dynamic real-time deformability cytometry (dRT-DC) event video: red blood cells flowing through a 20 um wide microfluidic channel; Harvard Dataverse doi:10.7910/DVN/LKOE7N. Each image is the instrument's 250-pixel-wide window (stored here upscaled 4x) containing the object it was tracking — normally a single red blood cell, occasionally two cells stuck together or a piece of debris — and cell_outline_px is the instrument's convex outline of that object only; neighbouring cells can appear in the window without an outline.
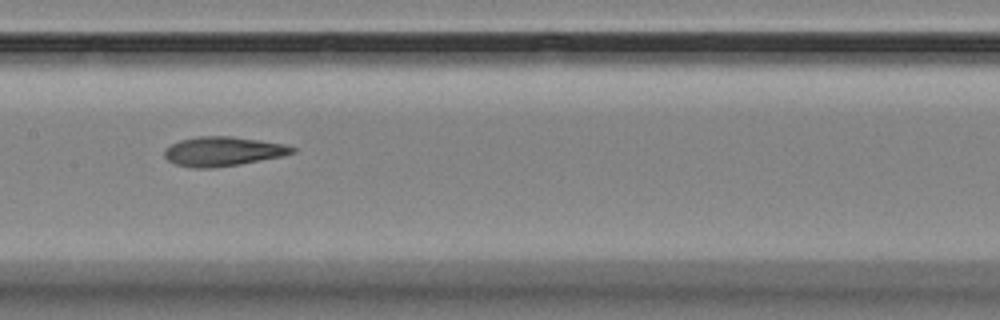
{"species": "Egyptian fruit bat (a non-hibernating species)", "species_latin": "Rousettus aegyptiacus", "temperature_condition": "room temperature", "stored_images_in_passage": 12, "camera_frame_rate_fps": 3000, "um_per_image_px": 0.085, "animal": {"sex": "female"}, "frame": {"image": 1, "passage_image": 4, "time_ms": 3.333, "image_size_px": [1000, 320], "cell_outline_px": [[296, 152], [280, 156], [240, 164], [212, 168], [192, 168], [176, 164], [168, 160], [164, 156], [164, 148], [180, 140], [196, 136], [232, 136], [260, 140], [284, 144], [296, 148]], "centroid_in_image_um": [18.92, 12.86], "position_along_channel_um": 188.5, "area_um2": 21.85}}
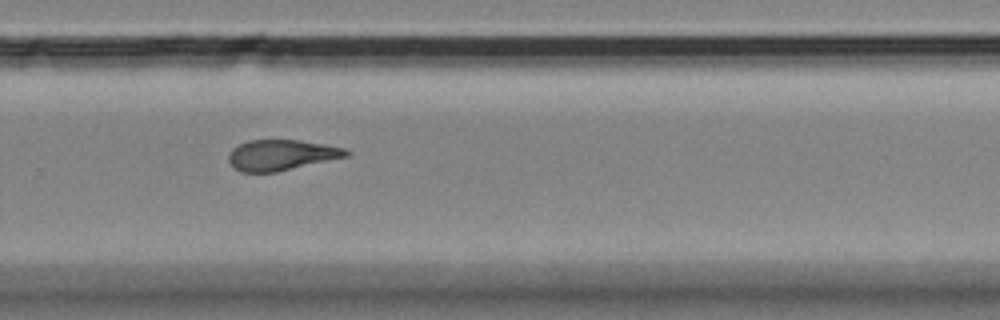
{"frame": {"image": 2, "passage_image": 7, "time_ms": 6.667, "image_size_px": [1000, 320], "cell_outline_px": [[352, 152], [348, 156], [276, 172], [240, 172], [228, 160], [228, 156], [232, 148], [248, 140], [300, 140], [344, 148]], "centroid_in_image_um": [23.91, 13.17], "position_along_channel_um": 305.9, "area_um2": 20.81}}
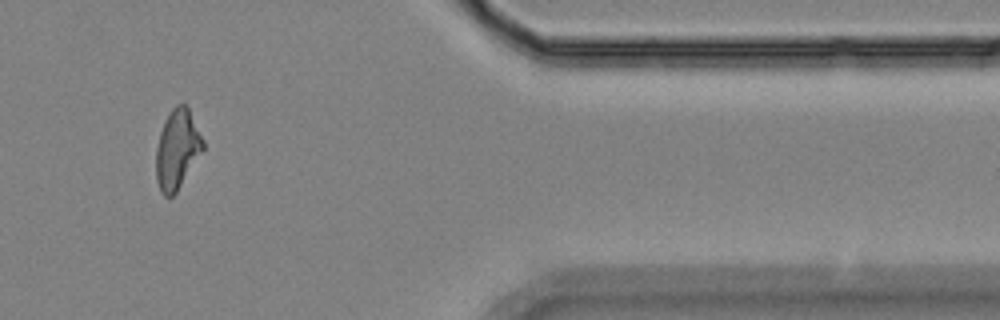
{"frame": {"image": 3, "passage_image": 10, "time_ms": 10.0, "image_size_px": [1000, 320], "cell_outline_px": [[204, 148], [176, 192], [172, 196], [164, 196], [160, 192], [156, 180], [156, 148], [160, 132], [164, 120], [172, 108], [176, 104], [184, 104], [188, 108], [204, 140]], "centroid_in_image_um": [15.04, 12.69], "position_along_channel_um": 396.4, "area_um2": 21.56}, "authors_computed_cell_mechanics": {"area_um2": 21.5594, "velocity_mm_per_s": 3.5472, "shape_relaxation_time_tau1_ms": 3.6078, "shape_relaxation_time_tau2_ms": 2.6139, "deformation_change_tau1": 0.1429, "deformation_change_tau2": 0.1253}}